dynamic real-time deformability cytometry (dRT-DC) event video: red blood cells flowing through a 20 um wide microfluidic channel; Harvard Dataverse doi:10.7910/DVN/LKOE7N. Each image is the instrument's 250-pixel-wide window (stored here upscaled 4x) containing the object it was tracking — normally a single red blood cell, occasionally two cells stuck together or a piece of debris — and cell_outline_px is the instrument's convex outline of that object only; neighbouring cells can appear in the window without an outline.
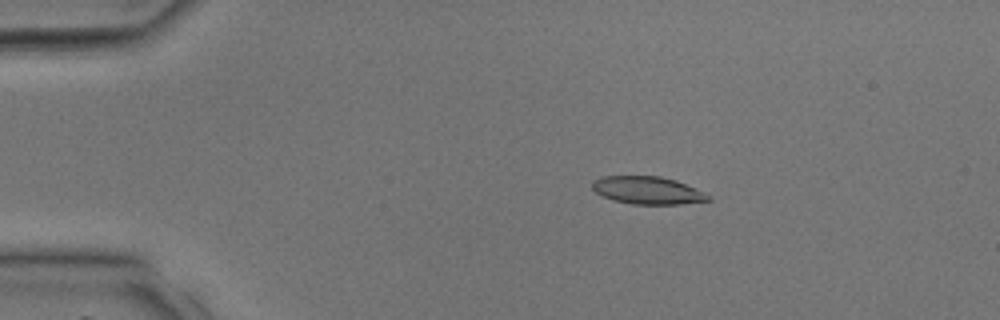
{"species": "common noctule bat (a hibernating species)", "species_latin": "Nyctalus noctula", "temperature_condition": "room temperature", "stored_images_in_passage": 12, "camera_frame_rate_fps": 3000, "um_per_image_px": 0.085, "animal": {"sex": "male", "body_mass_g": 17.9, "forearm_length_mm": 54.2}, "frame": {"image": 1, "passage_image": 7, "time_ms": 2.0, "image_size_px": [1000, 320], "cell_outline_px": [[712, 200], [680, 204], [632, 204], [612, 200], [596, 192], [592, 188], [592, 180], [604, 176], [660, 176], [676, 180], [704, 192], [712, 196]], "centroid_in_image_um": [55.06, 16.18], "position_along_channel_um": 29.9, "area_um2": 18.73}}